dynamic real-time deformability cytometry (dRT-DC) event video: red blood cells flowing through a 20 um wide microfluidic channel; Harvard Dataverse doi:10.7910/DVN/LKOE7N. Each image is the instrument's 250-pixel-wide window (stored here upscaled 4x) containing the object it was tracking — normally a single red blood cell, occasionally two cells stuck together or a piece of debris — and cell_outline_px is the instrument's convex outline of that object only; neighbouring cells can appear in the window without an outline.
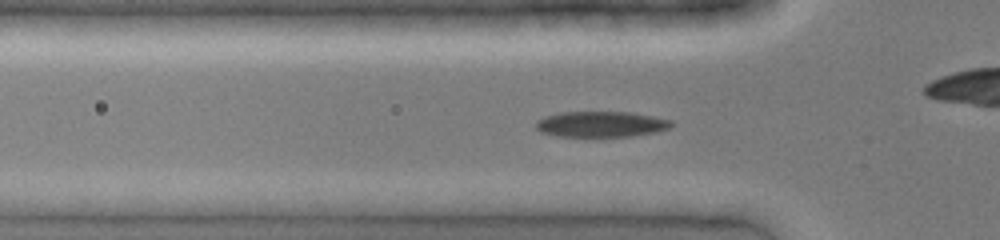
{"species": "common noctule bat (a hibernating species)", "species_latin": "Nyctalus noctula", "temperature_condition": "cold", "stored_images_in_passage": 37, "camera_frame_rate_fps": 3000, "um_per_image_px": 0.085, "animal": {"sex": "female", "body_mass_g": 19.0, "forearm_length_mm": 51.5}, "frame": {"image": 1, "passage_image": 7, "time_ms": 2.0, "image_size_px": [1000, 240], "cell_outline_px": [[672, 124], [668, 128], [656, 132], [632, 136], [560, 136], [540, 132], [536, 128], [536, 120], [544, 116], [560, 112], [628, 112], [652, 116], [672, 120]], "centroid_in_image_um": [51.06, 10.55], "position_along_channel_um": 74.7, "area_um2": 20.17}}
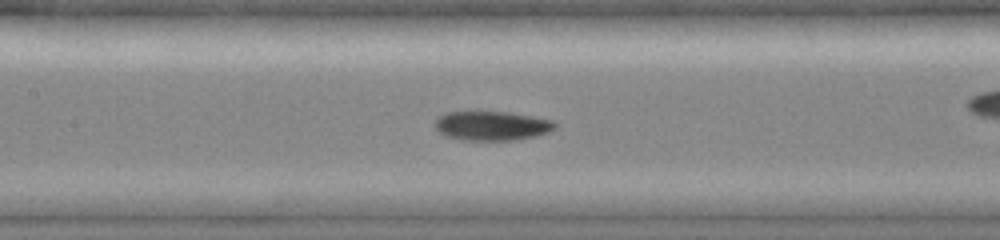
{"frame": {"image": 2, "passage_image": 13, "time_ms": 4.0, "image_size_px": [1000, 240], "cell_outline_px": [[556, 128], [548, 132], [536, 136], [512, 140], [464, 140], [444, 136], [436, 128], [436, 120], [440, 116], [448, 112], [508, 112], [532, 116], [552, 120], [556, 124]], "centroid_in_image_um": [41.83, 10.69], "position_along_channel_um": 165.6, "area_um2": 20.29}}
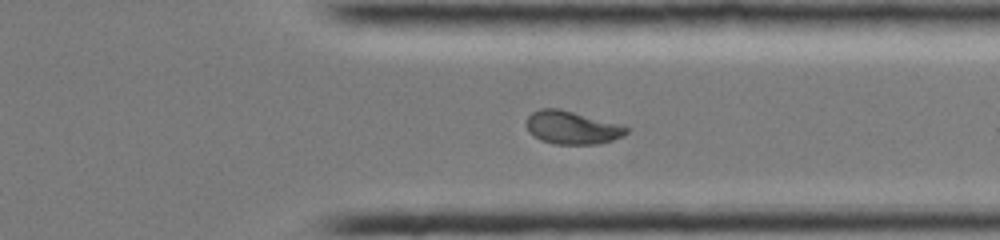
{"frame": {"image": 3, "passage_image": 26, "time_ms": 8.333, "image_size_px": [1000, 240], "cell_outline_px": [[628, 132], [624, 136], [600, 144], [556, 144], [540, 140], [528, 132], [524, 124], [528, 116], [532, 112], [540, 108], [560, 108], [624, 124], [628, 128]], "centroid_in_image_um": [48.63, 10.83], "position_along_channel_um": 362.8, "area_um2": 19.83}}